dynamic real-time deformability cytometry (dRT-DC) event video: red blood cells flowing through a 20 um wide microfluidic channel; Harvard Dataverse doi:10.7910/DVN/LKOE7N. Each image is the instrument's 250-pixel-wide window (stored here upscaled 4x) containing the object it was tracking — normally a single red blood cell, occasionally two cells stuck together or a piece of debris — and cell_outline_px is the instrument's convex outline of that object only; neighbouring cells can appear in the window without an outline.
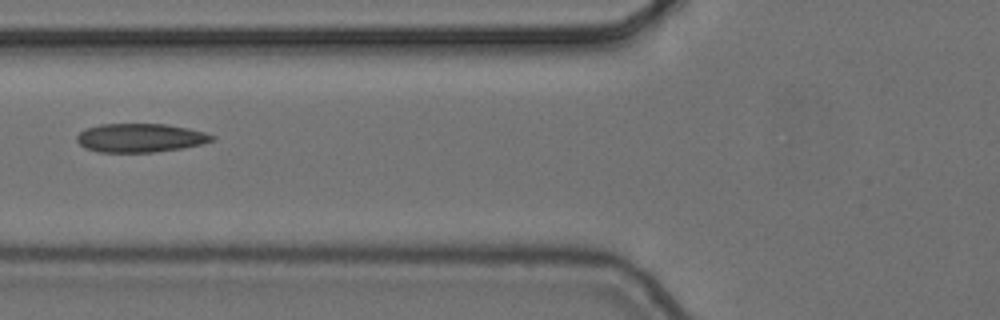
{"species": "common noctule bat (a hibernating species)", "species_latin": "Nyctalus noctula", "temperature_condition": "cold", "stored_images_in_passage": 8, "camera_frame_rate_fps": 3000, "um_per_image_px": 0.085, "animal": {"sex": "female", "body_mass_g": 24.6, "forearm_length_mm": 56.2}, "frame": {"image": 1, "passage_image": 6, "time_ms": 1.667, "image_size_px": [1000, 320], "cell_outline_px": [[216, 140], [204, 144], [184, 148], [152, 152], [100, 152], [84, 148], [76, 140], [76, 136], [80, 132], [88, 128], [100, 124], [164, 124], [188, 128], [204, 132], [216, 136]], "centroid_in_image_um": [11.96, 11.72], "position_along_channel_um": 113.8, "area_um2": 22.72}}
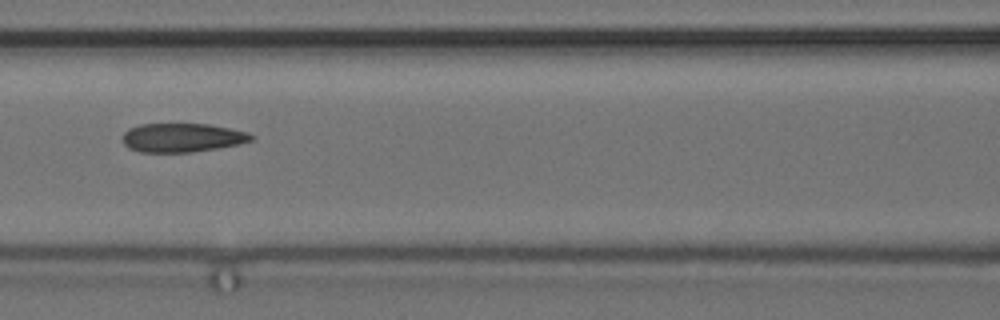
{"frame": {"image": 2, "passage_image": 7, "time_ms": 2.0, "image_size_px": [1000, 320], "cell_outline_px": [[256, 136], [252, 140], [240, 144], [192, 152], [140, 152], [128, 148], [124, 144], [124, 132], [128, 128], [140, 124], [208, 124], [248, 132]], "centroid_in_image_um": [15.49, 11.7], "position_along_channel_um": 151.1, "area_um2": 21.62}}
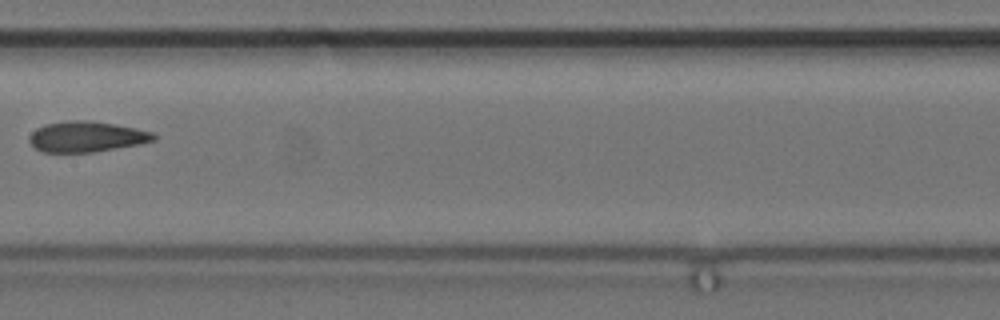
{"frame": {"image": 3, "passage_image": 8, "time_ms": 2.333, "image_size_px": [1000, 320], "cell_outline_px": [[156, 140], [140, 144], [92, 152], [40, 152], [28, 140], [32, 132], [36, 128], [44, 124], [68, 120], [92, 120], [152, 132], [156, 136]], "centroid_in_image_um": [7.32, 11.61], "position_along_channel_um": 200.1, "area_um2": 22.08}}